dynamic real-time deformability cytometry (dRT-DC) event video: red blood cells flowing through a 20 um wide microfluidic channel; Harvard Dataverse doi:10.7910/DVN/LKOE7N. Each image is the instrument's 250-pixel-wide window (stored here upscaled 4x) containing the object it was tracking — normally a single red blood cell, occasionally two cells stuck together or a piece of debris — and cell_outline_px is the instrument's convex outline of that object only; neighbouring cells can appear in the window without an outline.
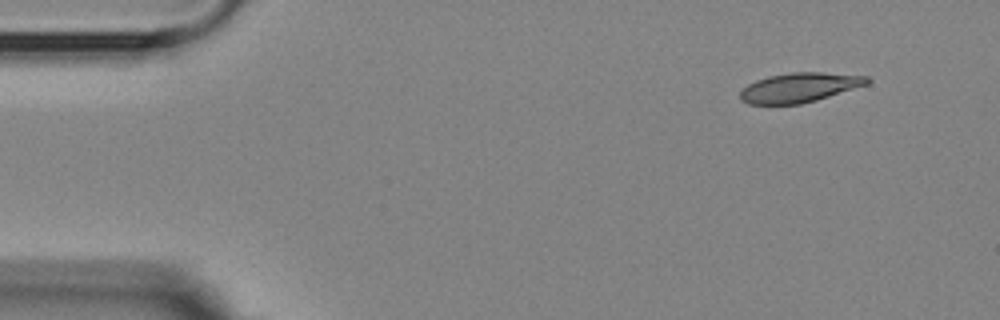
{"species": "Egyptian fruit bat (a non-hibernating species)", "species_latin": "Rousettus aegyptiacus", "temperature_condition": "room temperature", "stored_images_in_passage": 5, "segment_of_instrument_passage": [1, 2], "camera_frame_rate_fps": 3000, "um_per_image_px": 0.085, "animal": {"sex": "female"}, "frame": {"image": 1, "passage_image": 1, "time_ms": 0.0, "image_size_px": [1000, 320], "cell_outline_px": [[872, 80], [868, 84], [816, 100], [800, 104], [748, 104], [740, 100], [740, 92], [748, 84], [756, 80], [768, 76], [792, 72], [824, 72], [868, 76]], "centroid_in_image_um": [67.96, 7.43], "position_along_channel_um": 17.0, "area_um2": 21.85}}
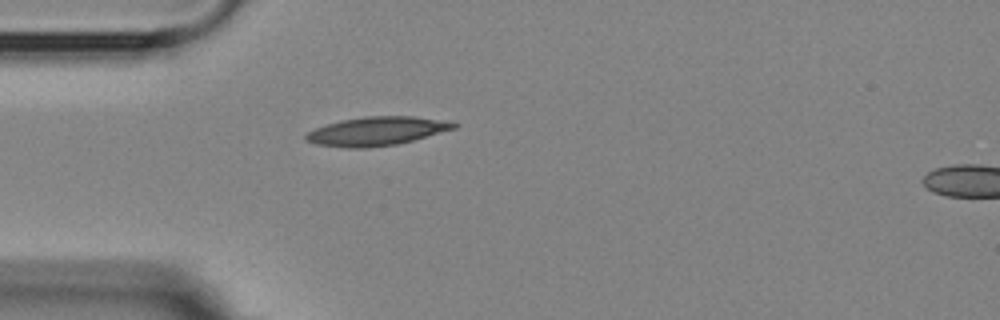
{"frame": {"image": 2, "passage_image": 4, "time_ms": 3.333, "image_size_px": [1000, 320], "cell_outline_px": [[460, 124], [456, 128], [412, 140], [396, 144], [368, 148], [348, 148], [316, 144], [304, 140], [304, 136], [308, 132], [316, 128], [340, 120], [364, 116], [416, 116]], "centroid_in_image_um": [31.98, 11.15], "position_along_channel_um": 53.0, "area_um2": 24.57}}